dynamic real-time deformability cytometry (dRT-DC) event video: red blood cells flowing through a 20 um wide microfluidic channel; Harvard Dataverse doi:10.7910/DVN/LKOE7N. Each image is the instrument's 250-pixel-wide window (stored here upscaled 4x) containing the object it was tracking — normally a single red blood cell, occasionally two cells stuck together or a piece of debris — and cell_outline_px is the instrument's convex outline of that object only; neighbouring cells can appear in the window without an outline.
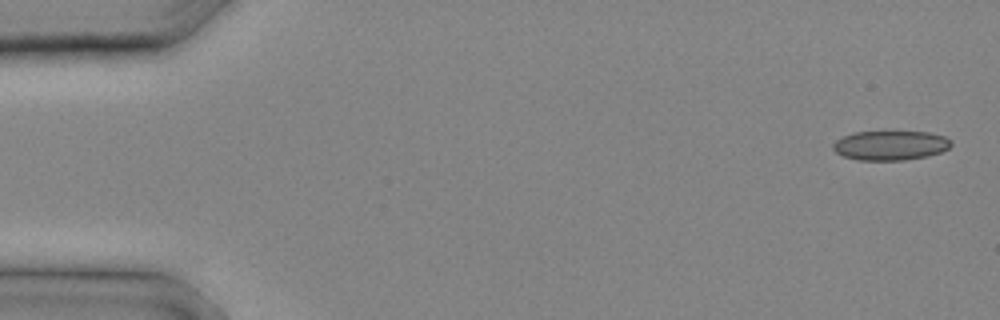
{"species": "common noctule bat (a hibernating species)", "species_latin": "Nyctalus noctula", "temperature_condition": "cold", "stored_images_in_passage": 14, "camera_frame_rate_fps": 3000, "um_per_image_px": 0.085, "animal": {"sex": "male", "body_mass_g": 20.4}, "frame": {"image": 1, "passage_image": 1, "time_ms": 0.0, "image_size_px": [1000, 320], "cell_outline_px": [[952, 144], [948, 148], [940, 152], [928, 156], [904, 160], [856, 160], [844, 156], [836, 152], [832, 148], [832, 144], [836, 140], [852, 132], [892, 128], [928, 132], [944, 136], [952, 140]], "centroid_in_image_um": [75.68, 12.3], "position_along_channel_um": 9.3, "area_um2": 21.39}}
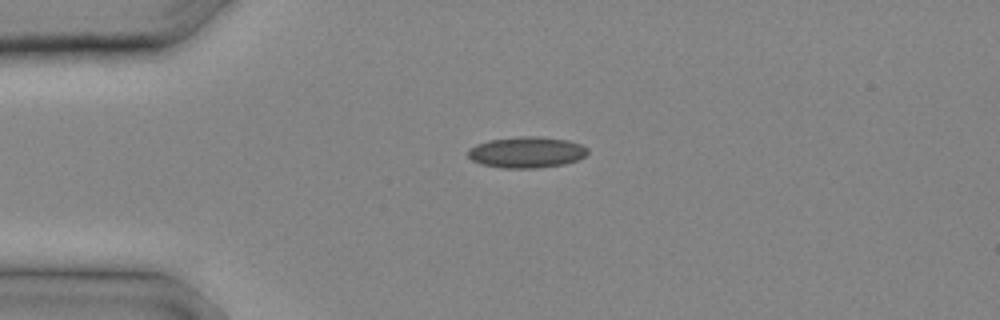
{"frame": {"image": 2, "passage_image": 6, "time_ms": 1.667, "image_size_px": [1000, 320], "cell_outline_px": [[588, 152], [584, 156], [576, 160], [564, 164], [536, 168], [504, 168], [480, 164], [472, 160], [468, 156], [468, 148], [476, 144], [488, 140], [520, 136], [540, 136], [568, 140], [580, 144], [588, 148]], "centroid_in_image_um": [44.74, 12.93], "position_along_channel_um": 40.3, "area_um2": 21.79}}
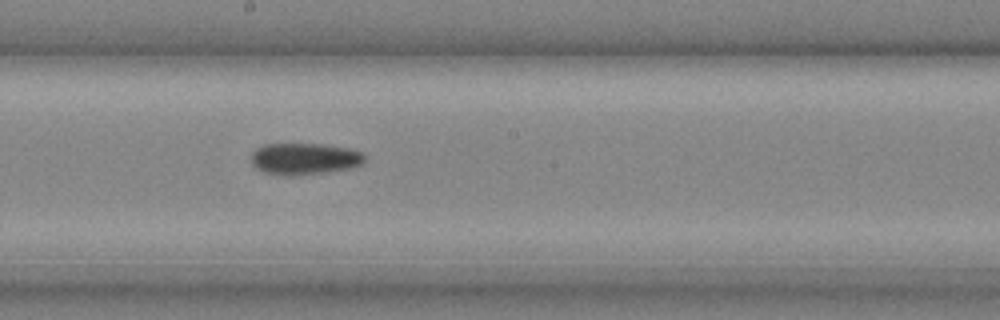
{"frame": {"image": 3, "passage_image": 14, "time_ms": 4.333, "image_size_px": [1000, 320], "cell_outline_px": [[364, 164], [348, 168], [292, 176], [288, 176], [264, 172], [256, 168], [252, 164], [252, 152], [256, 148], [264, 144], [324, 144], [348, 148], [364, 152]], "centroid_in_image_um": [25.87, 13.48], "position_along_channel_um": 222.3, "area_um2": 20.81}}